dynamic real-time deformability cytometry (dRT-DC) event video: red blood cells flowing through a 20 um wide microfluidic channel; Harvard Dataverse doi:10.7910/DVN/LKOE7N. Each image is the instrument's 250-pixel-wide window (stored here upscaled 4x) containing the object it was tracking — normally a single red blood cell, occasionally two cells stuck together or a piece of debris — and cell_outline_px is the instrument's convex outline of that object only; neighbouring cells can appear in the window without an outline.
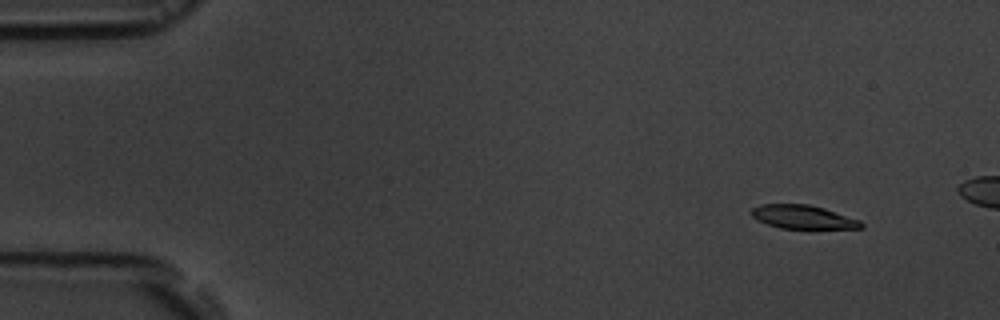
{"species": "common noctule bat (a hibernating species)", "species_latin": "Nyctalus noctula", "temperature_condition": "room temperature", "stored_images_in_passage": 5, "camera_frame_rate_fps": 3000, "um_per_image_px": 0.085, "animal": {"sex": "male", "body_mass_g": 19.5, "forearm_length_mm": 54.6}, "frame": {"image": 1, "passage_image": 2, "time_ms": 1.333, "image_size_px": [1000, 320], "cell_outline_px": [[864, 228], [780, 228], [768, 224], [752, 216], [752, 208], [760, 204], [808, 204], [824, 208], [860, 220], [864, 224]], "centroid_in_image_um": [68.28, 18.43], "position_along_channel_um": 16.7, "area_um2": 14.85}}